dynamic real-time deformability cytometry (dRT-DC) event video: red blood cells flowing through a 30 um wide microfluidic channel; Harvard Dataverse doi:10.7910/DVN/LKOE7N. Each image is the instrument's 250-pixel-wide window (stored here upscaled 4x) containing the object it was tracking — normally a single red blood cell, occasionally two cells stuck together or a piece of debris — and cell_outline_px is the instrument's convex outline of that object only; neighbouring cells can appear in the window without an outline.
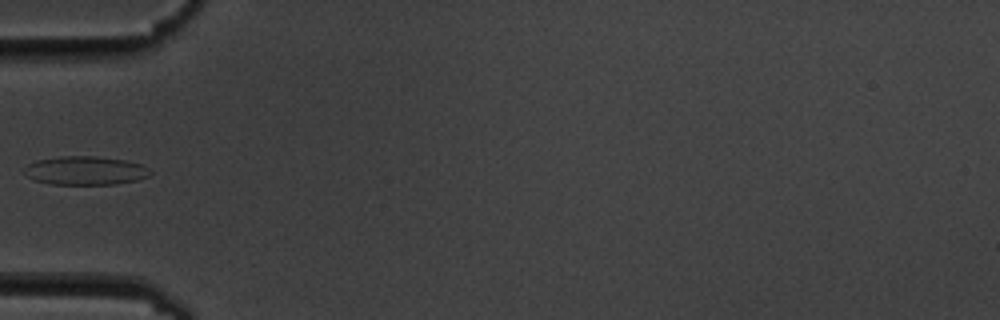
{"species": "common noctule bat (a hibernating species)", "species_latin": "Nyctalus noctula", "temperature_condition": "cold", "stored_images_in_passage": 6, "camera_frame_rate_fps": 3000, "um_per_image_px": 0.085, "animal": {"sex": "male", "body_mass_g": 19.5, "forearm_length_mm": 54.6}, "frame": {"image": 1, "passage_image": 6, "time_ms": 5.667, "image_size_px": [1000, 320], "cell_outline_px": [[152, 172], [148, 176], [136, 180], [116, 184], [52, 184], [36, 180], [20, 172], [28, 164], [36, 160], [60, 156], [96, 156], [124, 160], [140, 164]], "centroid_in_image_um": [7.21, 14.49], "position_along_channel_um": 77.8, "area_um2": 20.92}}